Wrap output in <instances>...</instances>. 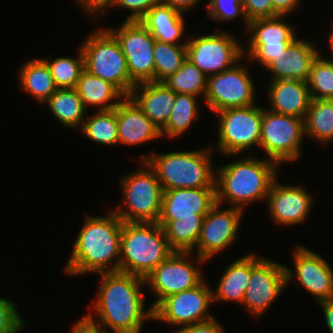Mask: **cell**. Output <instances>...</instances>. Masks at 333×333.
<instances>
[{
    "label": "cell",
    "instance_id": "1",
    "mask_svg": "<svg viewBox=\"0 0 333 333\" xmlns=\"http://www.w3.org/2000/svg\"><path fill=\"white\" fill-rule=\"evenodd\" d=\"M99 274L101 280L96 301L87 316L105 333H108L107 328L113 333H142L145 321L153 319L152 308L144 309L142 289L146 287L145 279L121 271Z\"/></svg>",
    "mask_w": 333,
    "mask_h": 333
},
{
    "label": "cell",
    "instance_id": "2",
    "mask_svg": "<svg viewBox=\"0 0 333 333\" xmlns=\"http://www.w3.org/2000/svg\"><path fill=\"white\" fill-rule=\"evenodd\" d=\"M107 215L84 219L65 265L69 276L119 271L123 221L113 210Z\"/></svg>",
    "mask_w": 333,
    "mask_h": 333
},
{
    "label": "cell",
    "instance_id": "3",
    "mask_svg": "<svg viewBox=\"0 0 333 333\" xmlns=\"http://www.w3.org/2000/svg\"><path fill=\"white\" fill-rule=\"evenodd\" d=\"M280 166L268 158L246 156L216 169V203L243 210L252 202L265 201ZM265 199V200H264ZM226 200V201H225Z\"/></svg>",
    "mask_w": 333,
    "mask_h": 333
},
{
    "label": "cell",
    "instance_id": "4",
    "mask_svg": "<svg viewBox=\"0 0 333 333\" xmlns=\"http://www.w3.org/2000/svg\"><path fill=\"white\" fill-rule=\"evenodd\" d=\"M213 147L192 151H173L140 155L155 171L163 190L179 188L216 187V169L213 168ZM155 153V154H154Z\"/></svg>",
    "mask_w": 333,
    "mask_h": 333
},
{
    "label": "cell",
    "instance_id": "5",
    "mask_svg": "<svg viewBox=\"0 0 333 333\" xmlns=\"http://www.w3.org/2000/svg\"><path fill=\"white\" fill-rule=\"evenodd\" d=\"M173 252L157 222H123L119 271L145 279Z\"/></svg>",
    "mask_w": 333,
    "mask_h": 333
},
{
    "label": "cell",
    "instance_id": "6",
    "mask_svg": "<svg viewBox=\"0 0 333 333\" xmlns=\"http://www.w3.org/2000/svg\"><path fill=\"white\" fill-rule=\"evenodd\" d=\"M119 180L122 204L113 211L123 222H157L161 213L163 187L146 161ZM141 165V166H140ZM123 209V210H122Z\"/></svg>",
    "mask_w": 333,
    "mask_h": 333
},
{
    "label": "cell",
    "instance_id": "7",
    "mask_svg": "<svg viewBox=\"0 0 333 333\" xmlns=\"http://www.w3.org/2000/svg\"><path fill=\"white\" fill-rule=\"evenodd\" d=\"M81 43L85 70L114 85L125 97H129L136 85L130 78L126 57L120 43L106 28L96 32Z\"/></svg>",
    "mask_w": 333,
    "mask_h": 333
},
{
    "label": "cell",
    "instance_id": "8",
    "mask_svg": "<svg viewBox=\"0 0 333 333\" xmlns=\"http://www.w3.org/2000/svg\"><path fill=\"white\" fill-rule=\"evenodd\" d=\"M217 114V152L235 157L260 145L263 107L255 104L225 109Z\"/></svg>",
    "mask_w": 333,
    "mask_h": 333
},
{
    "label": "cell",
    "instance_id": "9",
    "mask_svg": "<svg viewBox=\"0 0 333 333\" xmlns=\"http://www.w3.org/2000/svg\"><path fill=\"white\" fill-rule=\"evenodd\" d=\"M303 138L304 119L279 114L263 107L259 147L264 149L269 160L279 166L284 165V162L297 161L301 157Z\"/></svg>",
    "mask_w": 333,
    "mask_h": 333
},
{
    "label": "cell",
    "instance_id": "10",
    "mask_svg": "<svg viewBox=\"0 0 333 333\" xmlns=\"http://www.w3.org/2000/svg\"><path fill=\"white\" fill-rule=\"evenodd\" d=\"M232 33L220 30L187 40V59L207 77L232 68L243 56V44Z\"/></svg>",
    "mask_w": 333,
    "mask_h": 333
},
{
    "label": "cell",
    "instance_id": "11",
    "mask_svg": "<svg viewBox=\"0 0 333 333\" xmlns=\"http://www.w3.org/2000/svg\"><path fill=\"white\" fill-rule=\"evenodd\" d=\"M191 254L174 251L145 278L146 287L157 297L152 309L167 296L195 288L205 279L200 266L207 261L196 255L197 261L191 262Z\"/></svg>",
    "mask_w": 333,
    "mask_h": 333
},
{
    "label": "cell",
    "instance_id": "12",
    "mask_svg": "<svg viewBox=\"0 0 333 333\" xmlns=\"http://www.w3.org/2000/svg\"><path fill=\"white\" fill-rule=\"evenodd\" d=\"M284 17L286 15L249 21L247 47H243L244 58L258 62L264 69L297 38L294 26Z\"/></svg>",
    "mask_w": 333,
    "mask_h": 333
},
{
    "label": "cell",
    "instance_id": "13",
    "mask_svg": "<svg viewBox=\"0 0 333 333\" xmlns=\"http://www.w3.org/2000/svg\"><path fill=\"white\" fill-rule=\"evenodd\" d=\"M241 63L239 61L232 68L207 77L204 100L211 112L216 114L225 109L255 105L254 80L248 67L241 66Z\"/></svg>",
    "mask_w": 333,
    "mask_h": 333
},
{
    "label": "cell",
    "instance_id": "14",
    "mask_svg": "<svg viewBox=\"0 0 333 333\" xmlns=\"http://www.w3.org/2000/svg\"><path fill=\"white\" fill-rule=\"evenodd\" d=\"M258 255L251 253V278L242 303L255 318L261 317L287 288L285 265Z\"/></svg>",
    "mask_w": 333,
    "mask_h": 333
},
{
    "label": "cell",
    "instance_id": "15",
    "mask_svg": "<svg viewBox=\"0 0 333 333\" xmlns=\"http://www.w3.org/2000/svg\"><path fill=\"white\" fill-rule=\"evenodd\" d=\"M107 29L120 43L131 80L136 85L154 81L155 38L150 31L137 20H124L118 27Z\"/></svg>",
    "mask_w": 333,
    "mask_h": 333
},
{
    "label": "cell",
    "instance_id": "16",
    "mask_svg": "<svg viewBox=\"0 0 333 333\" xmlns=\"http://www.w3.org/2000/svg\"><path fill=\"white\" fill-rule=\"evenodd\" d=\"M203 280L195 288L162 299L152 310L153 319L172 326H185L214 318L208 309L213 303L212 290Z\"/></svg>",
    "mask_w": 333,
    "mask_h": 333
},
{
    "label": "cell",
    "instance_id": "17",
    "mask_svg": "<svg viewBox=\"0 0 333 333\" xmlns=\"http://www.w3.org/2000/svg\"><path fill=\"white\" fill-rule=\"evenodd\" d=\"M294 269L285 266L286 285L297 279L300 285L316 299L317 304L333 299V270L320 254L305 246L291 249ZM295 270V271H294Z\"/></svg>",
    "mask_w": 333,
    "mask_h": 333
},
{
    "label": "cell",
    "instance_id": "18",
    "mask_svg": "<svg viewBox=\"0 0 333 333\" xmlns=\"http://www.w3.org/2000/svg\"><path fill=\"white\" fill-rule=\"evenodd\" d=\"M244 210L216 203L204 217L196 252L206 261L234 244L241 226Z\"/></svg>",
    "mask_w": 333,
    "mask_h": 333
},
{
    "label": "cell",
    "instance_id": "19",
    "mask_svg": "<svg viewBox=\"0 0 333 333\" xmlns=\"http://www.w3.org/2000/svg\"><path fill=\"white\" fill-rule=\"evenodd\" d=\"M216 204V187L164 190L157 221L163 228L171 220H203Z\"/></svg>",
    "mask_w": 333,
    "mask_h": 333
},
{
    "label": "cell",
    "instance_id": "20",
    "mask_svg": "<svg viewBox=\"0 0 333 333\" xmlns=\"http://www.w3.org/2000/svg\"><path fill=\"white\" fill-rule=\"evenodd\" d=\"M278 177L273 181L267 196L270 218L278 226H295L307 220L314 197L301 185H284Z\"/></svg>",
    "mask_w": 333,
    "mask_h": 333
},
{
    "label": "cell",
    "instance_id": "21",
    "mask_svg": "<svg viewBox=\"0 0 333 333\" xmlns=\"http://www.w3.org/2000/svg\"><path fill=\"white\" fill-rule=\"evenodd\" d=\"M310 40L296 38L283 52L265 68L271 73L270 80L307 81L313 62L320 55L316 44Z\"/></svg>",
    "mask_w": 333,
    "mask_h": 333
},
{
    "label": "cell",
    "instance_id": "22",
    "mask_svg": "<svg viewBox=\"0 0 333 333\" xmlns=\"http://www.w3.org/2000/svg\"><path fill=\"white\" fill-rule=\"evenodd\" d=\"M116 120L119 144L140 146L161 138L160 129L130 97H125L117 105Z\"/></svg>",
    "mask_w": 333,
    "mask_h": 333
},
{
    "label": "cell",
    "instance_id": "23",
    "mask_svg": "<svg viewBox=\"0 0 333 333\" xmlns=\"http://www.w3.org/2000/svg\"><path fill=\"white\" fill-rule=\"evenodd\" d=\"M267 99L273 112L305 119L311 103V95L306 81L269 80Z\"/></svg>",
    "mask_w": 333,
    "mask_h": 333
},
{
    "label": "cell",
    "instance_id": "24",
    "mask_svg": "<svg viewBox=\"0 0 333 333\" xmlns=\"http://www.w3.org/2000/svg\"><path fill=\"white\" fill-rule=\"evenodd\" d=\"M129 97L160 130L166 125L175 103V92L164 82L137 84Z\"/></svg>",
    "mask_w": 333,
    "mask_h": 333
},
{
    "label": "cell",
    "instance_id": "25",
    "mask_svg": "<svg viewBox=\"0 0 333 333\" xmlns=\"http://www.w3.org/2000/svg\"><path fill=\"white\" fill-rule=\"evenodd\" d=\"M183 17L184 13L171 8L162 1L150 9L139 21L150 31L155 40L171 44H187V41L178 42L182 41L185 32V18Z\"/></svg>",
    "mask_w": 333,
    "mask_h": 333
},
{
    "label": "cell",
    "instance_id": "26",
    "mask_svg": "<svg viewBox=\"0 0 333 333\" xmlns=\"http://www.w3.org/2000/svg\"><path fill=\"white\" fill-rule=\"evenodd\" d=\"M251 278V254L233 261L223 271L217 288L212 290L214 302H238L242 305Z\"/></svg>",
    "mask_w": 333,
    "mask_h": 333
},
{
    "label": "cell",
    "instance_id": "27",
    "mask_svg": "<svg viewBox=\"0 0 333 333\" xmlns=\"http://www.w3.org/2000/svg\"><path fill=\"white\" fill-rule=\"evenodd\" d=\"M76 89L85 109L88 105V107L98 106V111L111 110L116 108L125 98L114 85L94 76L85 69L81 73Z\"/></svg>",
    "mask_w": 333,
    "mask_h": 333
},
{
    "label": "cell",
    "instance_id": "28",
    "mask_svg": "<svg viewBox=\"0 0 333 333\" xmlns=\"http://www.w3.org/2000/svg\"><path fill=\"white\" fill-rule=\"evenodd\" d=\"M20 67L19 90L30 93L39 103H45L58 89L47 64L42 59H29Z\"/></svg>",
    "mask_w": 333,
    "mask_h": 333
},
{
    "label": "cell",
    "instance_id": "29",
    "mask_svg": "<svg viewBox=\"0 0 333 333\" xmlns=\"http://www.w3.org/2000/svg\"><path fill=\"white\" fill-rule=\"evenodd\" d=\"M45 103L63 126L81 129L87 111L76 88L57 89Z\"/></svg>",
    "mask_w": 333,
    "mask_h": 333
},
{
    "label": "cell",
    "instance_id": "30",
    "mask_svg": "<svg viewBox=\"0 0 333 333\" xmlns=\"http://www.w3.org/2000/svg\"><path fill=\"white\" fill-rule=\"evenodd\" d=\"M305 136L321 144L333 141V100L312 99L304 119ZM330 141V142H329Z\"/></svg>",
    "mask_w": 333,
    "mask_h": 333
},
{
    "label": "cell",
    "instance_id": "31",
    "mask_svg": "<svg viewBox=\"0 0 333 333\" xmlns=\"http://www.w3.org/2000/svg\"><path fill=\"white\" fill-rule=\"evenodd\" d=\"M198 99L199 97L192 94L175 93V103L170 118L160 130L161 137L174 139L188 131L191 124L199 118Z\"/></svg>",
    "mask_w": 333,
    "mask_h": 333
},
{
    "label": "cell",
    "instance_id": "32",
    "mask_svg": "<svg viewBox=\"0 0 333 333\" xmlns=\"http://www.w3.org/2000/svg\"><path fill=\"white\" fill-rule=\"evenodd\" d=\"M81 132L84 136L97 144L119 145L117 132L116 108L96 111L83 122Z\"/></svg>",
    "mask_w": 333,
    "mask_h": 333
},
{
    "label": "cell",
    "instance_id": "33",
    "mask_svg": "<svg viewBox=\"0 0 333 333\" xmlns=\"http://www.w3.org/2000/svg\"><path fill=\"white\" fill-rule=\"evenodd\" d=\"M153 59L154 82H163L177 72L187 59L186 44H171L155 40Z\"/></svg>",
    "mask_w": 333,
    "mask_h": 333
},
{
    "label": "cell",
    "instance_id": "34",
    "mask_svg": "<svg viewBox=\"0 0 333 333\" xmlns=\"http://www.w3.org/2000/svg\"><path fill=\"white\" fill-rule=\"evenodd\" d=\"M175 93L202 95L205 97L207 89V76L200 71L189 59H186L181 68L163 81Z\"/></svg>",
    "mask_w": 333,
    "mask_h": 333
},
{
    "label": "cell",
    "instance_id": "35",
    "mask_svg": "<svg viewBox=\"0 0 333 333\" xmlns=\"http://www.w3.org/2000/svg\"><path fill=\"white\" fill-rule=\"evenodd\" d=\"M203 220H171L165 227L169 246L174 251L194 253Z\"/></svg>",
    "mask_w": 333,
    "mask_h": 333
},
{
    "label": "cell",
    "instance_id": "36",
    "mask_svg": "<svg viewBox=\"0 0 333 333\" xmlns=\"http://www.w3.org/2000/svg\"><path fill=\"white\" fill-rule=\"evenodd\" d=\"M77 57H56L53 60L42 58L47 64L54 83L58 89L76 88L84 67V56L81 48L78 49Z\"/></svg>",
    "mask_w": 333,
    "mask_h": 333
},
{
    "label": "cell",
    "instance_id": "37",
    "mask_svg": "<svg viewBox=\"0 0 333 333\" xmlns=\"http://www.w3.org/2000/svg\"><path fill=\"white\" fill-rule=\"evenodd\" d=\"M320 55L313 62L308 80L311 99L333 100V62Z\"/></svg>",
    "mask_w": 333,
    "mask_h": 333
},
{
    "label": "cell",
    "instance_id": "38",
    "mask_svg": "<svg viewBox=\"0 0 333 333\" xmlns=\"http://www.w3.org/2000/svg\"><path fill=\"white\" fill-rule=\"evenodd\" d=\"M207 15L211 20L223 22L242 17L244 29L247 30L249 21L244 13L242 0H209Z\"/></svg>",
    "mask_w": 333,
    "mask_h": 333
},
{
    "label": "cell",
    "instance_id": "39",
    "mask_svg": "<svg viewBox=\"0 0 333 333\" xmlns=\"http://www.w3.org/2000/svg\"><path fill=\"white\" fill-rule=\"evenodd\" d=\"M13 300L0 297V333H19L25 323Z\"/></svg>",
    "mask_w": 333,
    "mask_h": 333
},
{
    "label": "cell",
    "instance_id": "40",
    "mask_svg": "<svg viewBox=\"0 0 333 333\" xmlns=\"http://www.w3.org/2000/svg\"><path fill=\"white\" fill-rule=\"evenodd\" d=\"M161 2L162 0H113L100 15L103 16L109 9L113 7L118 8L119 6L120 9L122 8L130 11V14L125 20L139 21L150 9Z\"/></svg>",
    "mask_w": 333,
    "mask_h": 333
},
{
    "label": "cell",
    "instance_id": "41",
    "mask_svg": "<svg viewBox=\"0 0 333 333\" xmlns=\"http://www.w3.org/2000/svg\"><path fill=\"white\" fill-rule=\"evenodd\" d=\"M248 21L257 18L275 17L279 14L273 9L271 0H242Z\"/></svg>",
    "mask_w": 333,
    "mask_h": 333
},
{
    "label": "cell",
    "instance_id": "42",
    "mask_svg": "<svg viewBox=\"0 0 333 333\" xmlns=\"http://www.w3.org/2000/svg\"><path fill=\"white\" fill-rule=\"evenodd\" d=\"M223 325L214 317L211 320L176 328L173 333H225Z\"/></svg>",
    "mask_w": 333,
    "mask_h": 333
},
{
    "label": "cell",
    "instance_id": "43",
    "mask_svg": "<svg viewBox=\"0 0 333 333\" xmlns=\"http://www.w3.org/2000/svg\"><path fill=\"white\" fill-rule=\"evenodd\" d=\"M74 1V0H73ZM113 0H75L77 5H80L81 9L85 11L87 16H96L93 20H97L98 14H101ZM96 14V15H95Z\"/></svg>",
    "mask_w": 333,
    "mask_h": 333
},
{
    "label": "cell",
    "instance_id": "44",
    "mask_svg": "<svg viewBox=\"0 0 333 333\" xmlns=\"http://www.w3.org/2000/svg\"><path fill=\"white\" fill-rule=\"evenodd\" d=\"M70 333H105L104 330L87 315L78 319L71 329Z\"/></svg>",
    "mask_w": 333,
    "mask_h": 333
},
{
    "label": "cell",
    "instance_id": "45",
    "mask_svg": "<svg viewBox=\"0 0 333 333\" xmlns=\"http://www.w3.org/2000/svg\"><path fill=\"white\" fill-rule=\"evenodd\" d=\"M301 3V0H271V4L273 6V9L279 14V15H288L295 10L297 11L299 5Z\"/></svg>",
    "mask_w": 333,
    "mask_h": 333
},
{
    "label": "cell",
    "instance_id": "46",
    "mask_svg": "<svg viewBox=\"0 0 333 333\" xmlns=\"http://www.w3.org/2000/svg\"><path fill=\"white\" fill-rule=\"evenodd\" d=\"M166 5L170 6L173 9H176L177 11H180L182 13H186L197 4L201 3L202 0H162ZM204 1V0H203Z\"/></svg>",
    "mask_w": 333,
    "mask_h": 333
},
{
    "label": "cell",
    "instance_id": "47",
    "mask_svg": "<svg viewBox=\"0 0 333 333\" xmlns=\"http://www.w3.org/2000/svg\"><path fill=\"white\" fill-rule=\"evenodd\" d=\"M322 310L325 318L326 326L330 333H333V299L322 301L318 303Z\"/></svg>",
    "mask_w": 333,
    "mask_h": 333
},
{
    "label": "cell",
    "instance_id": "48",
    "mask_svg": "<svg viewBox=\"0 0 333 333\" xmlns=\"http://www.w3.org/2000/svg\"><path fill=\"white\" fill-rule=\"evenodd\" d=\"M331 25H332V30H331V32H330V34H328L329 36V38H328V45L330 46V50H331V54H332V58L331 59H329V58H325L326 60H329V61H332L333 62V22L331 23Z\"/></svg>",
    "mask_w": 333,
    "mask_h": 333
}]
</instances>
